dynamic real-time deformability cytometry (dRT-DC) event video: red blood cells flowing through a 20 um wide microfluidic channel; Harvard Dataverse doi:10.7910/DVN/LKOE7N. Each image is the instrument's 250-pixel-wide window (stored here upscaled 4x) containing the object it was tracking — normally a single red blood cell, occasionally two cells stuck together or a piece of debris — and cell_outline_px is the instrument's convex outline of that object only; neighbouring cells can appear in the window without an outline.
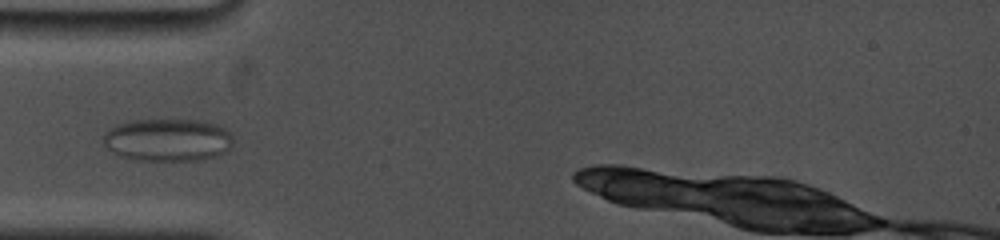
{"species": "common noctule bat (a hibernating species)", "species_latin": "Nyctalus noctula", "temperature_condition": "cold", "stored_images_in_passage": 40, "camera_frame_rate_fps": 5000, "um_per_image_px": 0.085, "animal": {"sex": "female", "body_mass_g": 19.0, "forearm_length_mm": 53.3}, "frame": {"image": 1, "passage_image": 1, "time_ms": 0.0, "image_size_px": [1000, 240], "cell_outline_px": [[232, 144], [224, 152], [216, 156], [196, 160], [136, 160], [120, 156], [112, 152], [104, 144], [104, 132], [108, 128], [116, 124], [128, 120], [204, 120], [216, 124], [232, 132]], "centroid_in_image_um": [14.24, 11.88], "position_along_channel_um": 70.8, "area_um2": 32.48}}
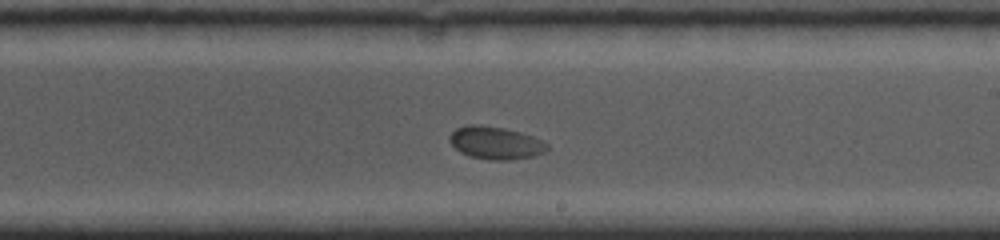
{"frame": {"image": 2, "passage_image": 16, "time_ms": 4.0, "image_size_px": [1000, 240], "cell_outline_px": [[548, 148], [544, 152], [532, 156], [508, 160], [488, 160], [468, 156], [460, 152], [448, 140], [448, 136], [456, 128], [468, 124], [476, 124], [504, 128], [520, 132], [544, 140], [548, 144]], "centroid_in_image_um": [42.1, 12.14], "position_along_channel_um": 246.9, "area_um2": 18.67}}
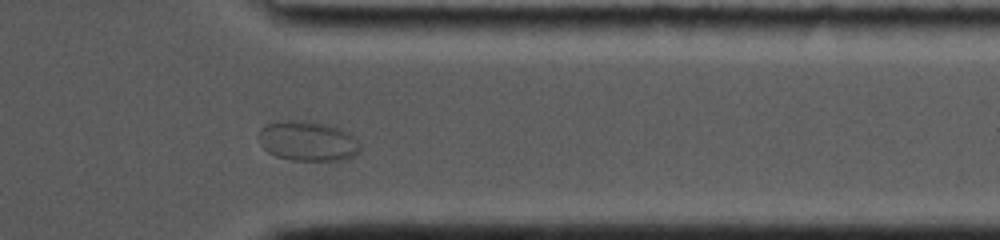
{"frame": {"image": 3, "passage_image": 31, "time_ms": 7.8, "image_size_px": [1000, 240], "cell_outline_px": [[360, 152], [356, 156], [344, 160], [292, 160], [276, 156], [268, 152], [260, 144], [256, 136], [260, 128], [268, 124], [284, 120], [312, 120], [328, 124], [340, 128], [356, 136], [360, 144]], "centroid_in_image_um": [26.18, 11.97], "position_along_channel_um": 385.2, "area_um2": 24.22}}